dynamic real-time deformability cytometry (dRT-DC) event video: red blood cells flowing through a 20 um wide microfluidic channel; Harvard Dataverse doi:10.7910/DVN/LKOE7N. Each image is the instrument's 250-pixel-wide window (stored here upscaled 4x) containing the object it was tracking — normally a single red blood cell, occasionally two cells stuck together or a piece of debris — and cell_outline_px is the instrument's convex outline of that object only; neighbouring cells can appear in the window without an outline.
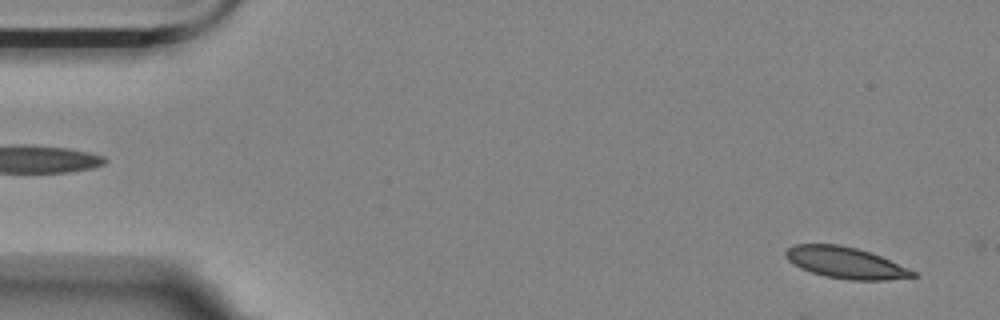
{"species": "Egyptian fruit bat (a non-hibernating species)", "species_latin": "Rousettus aegyptiacus", "temperature_condition": "room temperature", "stored_images_in_passage": 7, "camera_frame_rate_fps": 3000, "um_per_image_px": 0.085, "animal": {"sex": "female"}, "frame": {"image": 1, "passage_image": 1, "time_ms": 0.0, "image_size_px": [1000, 320], "cell_outline_px": [[920, 276], [888, 280], [848, 280], [824, 276], [800, 268], [792, 264], [784, 256], [784, 252], [792, 244], [840, 244], [856, 248], [880, 256], [908, 268], [916, 272]], "centroid_in_image_um": [71.85, 22.33], "position_along_channel_um": 13.2, "area_um2": 23.35}}